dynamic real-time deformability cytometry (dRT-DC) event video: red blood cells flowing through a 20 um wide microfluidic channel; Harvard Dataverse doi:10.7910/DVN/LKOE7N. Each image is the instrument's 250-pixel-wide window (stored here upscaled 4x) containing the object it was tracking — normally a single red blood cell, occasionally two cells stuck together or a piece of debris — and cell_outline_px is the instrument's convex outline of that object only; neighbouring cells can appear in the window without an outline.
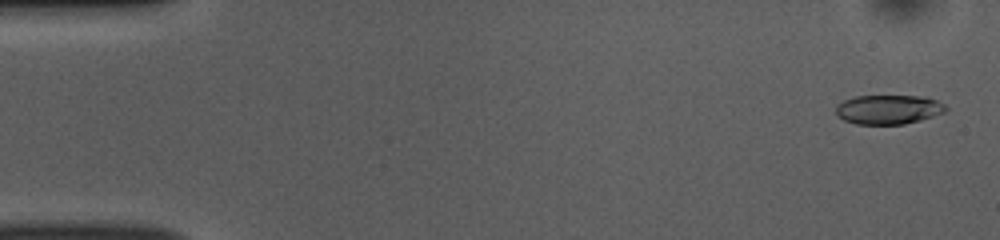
{"species": "common noctule bat (a hibernating species)", "species_latin": "Nyctalus noctula", "temperature_condition": "room temperature", "stored_images_in_passage": 52, "camera_frame_rate_fps": 3000, "um_per_image_px": 0.085, "animal": {"sex": "female", "body_mass_g": 10.0, "forearm_length_mm": 53.1}, "frame": {"image": 1, "passage_image": 2, "time_ms": 0.333, "image_size_px": [1000, 240], "cell_outline_px": [[948, 112], [920, 120], [904, 124], [856, 124], [844, 120], [836, 112], [836, 108], [844, 100], [856, 96], [924, 96], [936, 100], [944, 104], [948, 108]], "centroid_in_image_um": [75.58, 9.3], "position_along_channel_um": 9.4, "area_um2": 18.73}}
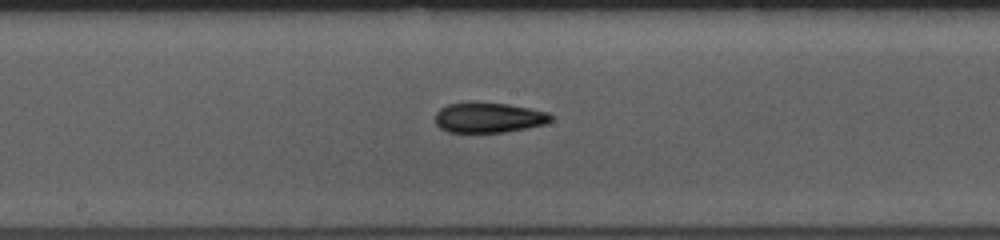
{"frame": {"image": 2, "passage_image": 27, "time_ms": 8.667, "image_size_px": [1000, 240], "cell_outline_px": [[552, 120], [548, 124], [504, 132], [448, 132], [440, 128], [436, 124], [436, 112], [440, 108], [448, 104], [468, 100], [472, 100], [508, 104], [548, 112], [552, 116]], "centroid_in_image_um": [41.52, 9.97], "position_along_channel_um": 206.7, "area_um2": 20.81}}
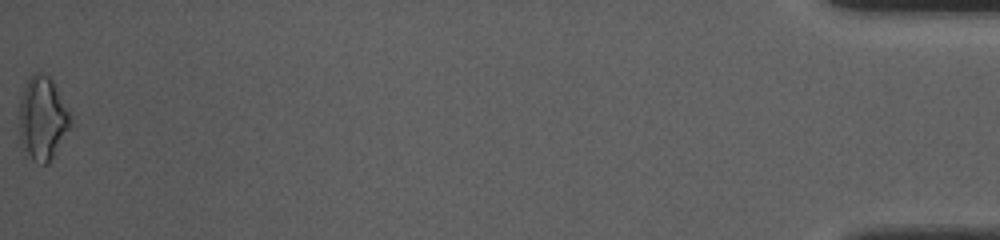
{"frame": {"image": 3, "passage_image": 52, "time_ms": 17.0, "image_size_px": [1000, 240], "cell_outline_px": [[72, 124], [48, 164], [40, 164], [32, 160], [20, 144], [20, 100], [24, 84], [32, 72], [40, 72], [48, 76], [52, 80], [72, 120]], "centroid_in_image_um": [3.59, 10.06], "position_along_channel_um": 431.6, "area_um2": 24.68}, "authors_computed_cell_mechanics": {"area_um2": 19.7098, "velocity_mm_per_s": 3.87, "shape_relaxation_time_tau1_ms": 4.5655, "shape_relaxation_time_tau2_ms": 3.3023, "deformation_change_tau1": 0.166, "deformation_change_tau2": 0.1234}}